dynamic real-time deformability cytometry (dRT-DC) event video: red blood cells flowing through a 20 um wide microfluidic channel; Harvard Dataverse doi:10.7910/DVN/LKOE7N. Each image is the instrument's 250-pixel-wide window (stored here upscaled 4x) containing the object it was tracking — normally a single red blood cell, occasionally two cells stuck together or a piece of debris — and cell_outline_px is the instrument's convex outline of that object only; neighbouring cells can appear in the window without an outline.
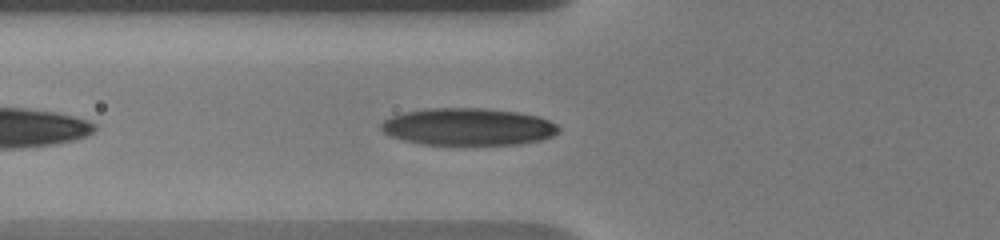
{"species": "human", "species_latin": "Homo sapiens", "temperature_condition": "warm", "stored_images_in_passage": 53, "camera_frame_rate_fps": 3000, "um_per_image_px": 0.085, "donor": {"sex": "male"}, "frame": {"image": 1, "passage_image": 5, "time_ms": 0.667, "image_size_px": [1000, 240], "cell_outline_px": [[560, 132], [552, 136], [540, 140], [520, 144], [420, 144], [388, 136], [380, 128], [380, 124], [384, 120], [392, 116], [404, 112], [424, 108], [484, 108], [516, 112], [536, 116], [548, 120], [556, 124], [560, 128]], "centroid_in_image_um": [39.76, 10.77], "position_along_channel_um": 86.0, "area_um2": 38.49}}
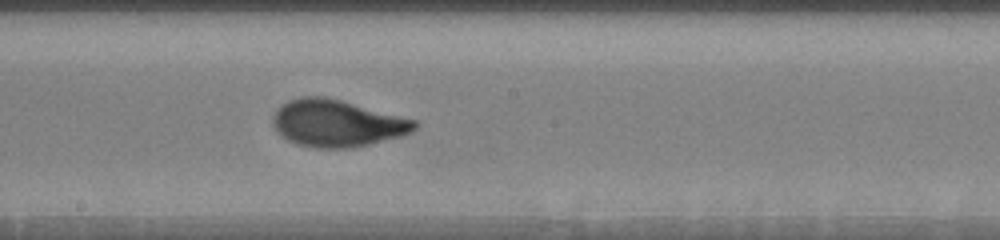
{"frame": {"image": 2, "passage_image": 25, "time_ms": 4.333, "image_size_px": [1000, 240], "cell_outline_px": [[420, 124], [412, 132], [404, 136], [368, 144], [348, 148], [316, 148], [296, 144], [288, 140], [272, 124], [272, 116], [276, 108], [280, 104], [288, 100], [300, 96], [328, 96], [420, 120]], "centroid_in_image_um": [28.7, 10.45], "position_along_channel_um": 219.5, "area_um2": 39.54}}
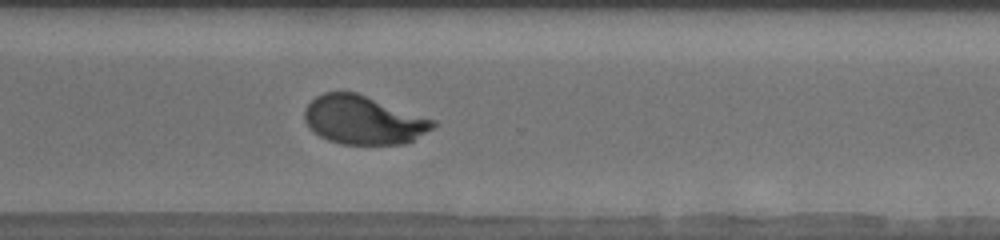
{"frame": {"image": 3, "passage_image": 35, "time_ms": 7.667, "image_size_px": [1000, 240], "cell_outline_px": [[436, 124], [432, 128], [412, 140], [404, 144], [340, 144], [328, 140], [320, 136], [304, 120], [304, 112], [308, 104], [316, 96], [324, 92], [356, 92], [436, 120]], "centroid_in_image_um": [30.89, 10.2], "position_along_channel_um": 339.7, "area_um2": 36.01}}